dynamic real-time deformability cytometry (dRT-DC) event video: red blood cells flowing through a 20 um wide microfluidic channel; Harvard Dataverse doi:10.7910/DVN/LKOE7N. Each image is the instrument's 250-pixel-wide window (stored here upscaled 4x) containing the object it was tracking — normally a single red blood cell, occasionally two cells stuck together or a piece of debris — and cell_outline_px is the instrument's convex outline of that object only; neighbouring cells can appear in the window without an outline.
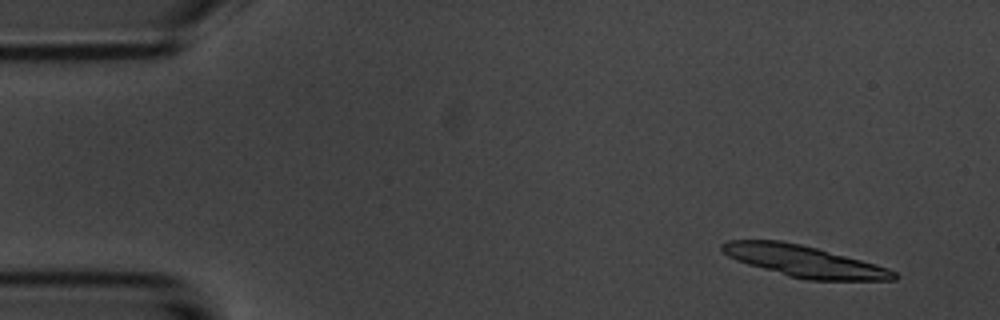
{"species": "common noctule bat (a hibernating species)", "species_latin": "Nyctalus noctula", "temperature_condition": "room temperature", "stored_images_in_passage": 54, "segment_of_instrument_passage": [1, 2], "camera_frame_rate_fps": 3000, "um_per_image_px": 0.085, "animal": {"sex": "male", "body_mass_g": 20.1, "forearm_length_mm": 53.5}, "frame": {"image": 1, "passage_image": 4, "time_ms": 1.0, "image_size_px": [1000, 320], "cell_outline_px": [[900, 276], [896, 280], [808, 280], [788, 276], [748, 264], [736, 260], [728, 256], [720, 248], [720, 244], [728, 240], [780, 240], [800, 244], [816, 248], [876, 264], [888, 268], [896, 272]], "centroid_in_image_um": [68.35, 22.21], "position_along_channel_um": 16.6, "area_um2": 31.33}}